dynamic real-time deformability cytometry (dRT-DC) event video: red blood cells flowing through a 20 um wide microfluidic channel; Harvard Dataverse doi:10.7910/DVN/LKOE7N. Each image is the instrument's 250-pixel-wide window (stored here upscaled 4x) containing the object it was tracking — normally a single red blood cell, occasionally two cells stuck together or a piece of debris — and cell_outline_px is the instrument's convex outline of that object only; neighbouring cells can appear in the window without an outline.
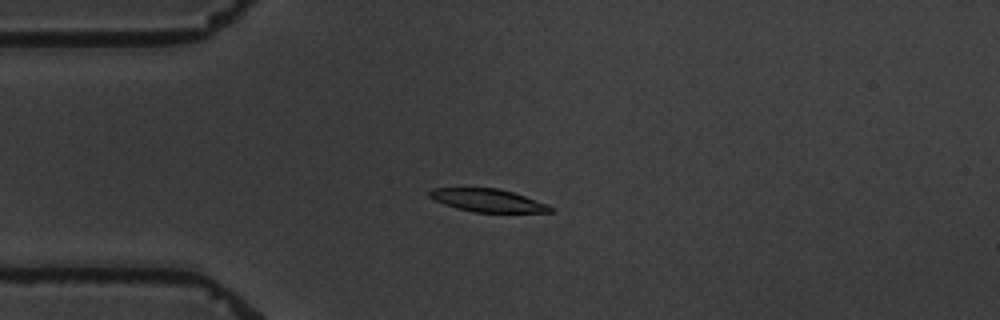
{"species": "common noctule bat (a hibernating species)", "species_latin": "Nyctalus noctula", "temperature_condition": "warm", "stored_images_in_passage": 4, "camera_frame_rate_fps": 3000, "um_per_image_px": 0.085, "animal": {"sex": "male", "body_mass_g": 19.5, "forearm_length_mm": 54.6}, "frame": {"image": 1, "passage_image": 4, "time_ms": 4.0, "image_size_px": [1000, 320], "cell_outline_px": [[552, 212], [472, 212], [456, 208], [444, 204], [428, 196], [428, 192], [432, 188], [500, 188], [548, 204], [552, 208]], "centroid_in_image_um": [41.44, 17.03], "position_along_channel_um": 43.6, "area_um2": 16.01}}